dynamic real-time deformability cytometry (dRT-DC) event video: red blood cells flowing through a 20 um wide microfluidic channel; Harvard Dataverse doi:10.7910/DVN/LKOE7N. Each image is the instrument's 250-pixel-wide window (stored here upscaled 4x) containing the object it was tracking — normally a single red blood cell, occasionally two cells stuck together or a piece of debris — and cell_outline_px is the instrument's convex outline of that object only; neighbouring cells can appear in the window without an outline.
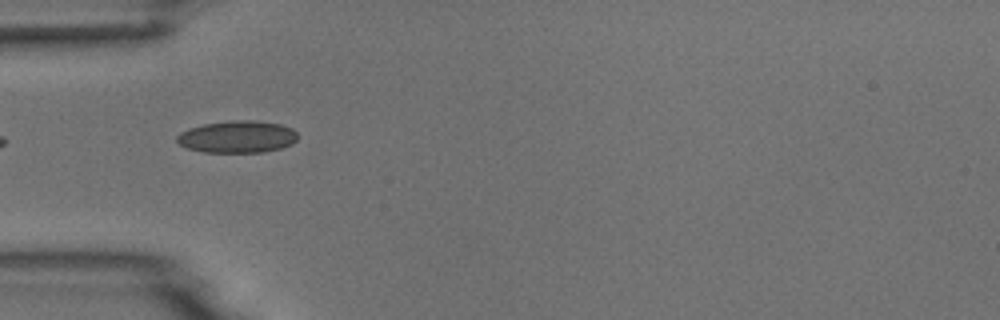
{"species": "common noctule bat (a hibernating species)", "species_latin": "Nyctalus noctula", "temperature_condition": "room temperature", "stored_images_in_passage": 6, "camera_frame_rate_fps": 3000, "um_per_image_px": 0.085, "animal": {"sex": "male", "body_mass_g": 18.8}, "frame": {"image": 1, "passage_image": 5, "time_ms": 4.667, "image_size_px": [1000, 320], "cell_outline_px": [[296, 140], [292, 144], [280, 148], [264, 152], [204, 152], [188, 148], [180, 144], [176, 140], [176, 136], [180, 132], [188, 128], [204, 124], [232, 120], [252, 120], [280, 124], [292, 128], [296, 132]], "centroid_in_image_um": [20.16, 11.62], "position_along_channel_um": 64.8, "area_um2": 22.54}}